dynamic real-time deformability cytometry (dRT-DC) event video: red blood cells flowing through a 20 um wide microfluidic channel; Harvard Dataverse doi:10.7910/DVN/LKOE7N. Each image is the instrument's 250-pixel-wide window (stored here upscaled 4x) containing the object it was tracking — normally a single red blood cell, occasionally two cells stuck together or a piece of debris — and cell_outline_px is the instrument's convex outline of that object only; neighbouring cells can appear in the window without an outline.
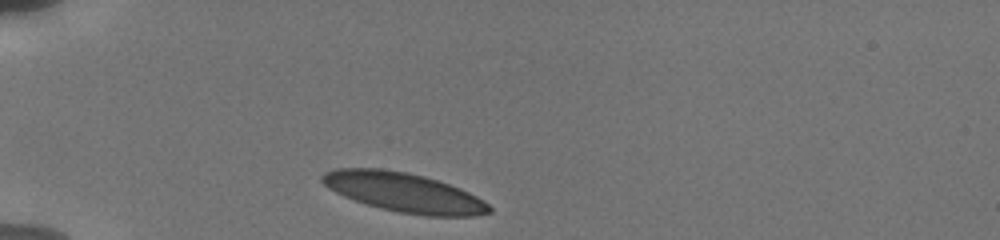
{"species": "human", "species_latin": "Homo sapiens", "temperature_condition": "cold", "stored_images_in_passage": 29, "camera_frame_rate_fps": 3000, "um_per_image_px": 0.085, "donor": {"sex": "male"}, "frame": {"image": 1, "passage_image": 1, "time_ms": 0.0, "image_size_px": [1000, 240], "cell_outline_px": [[492, 212], [476, 216], [424, 216], [400, 212], [380, 208], [344, 196], [328, 188], [320, 180], [320, 176], [324, 172], [336, 168], [380, 168], [408, 172], [424, 176], [460, 188], [484, 200], [492, 208]], "centroid_in_image_um": [34.34, 16.35], "position_along_channel_um": 50.7, "area_um2": 38.26}}
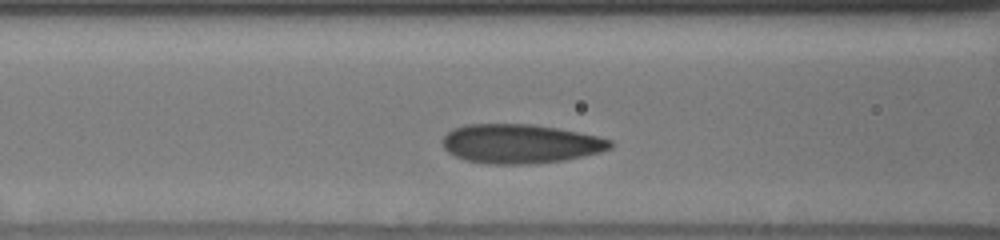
{"frame": {"image": 2, "passage_image": 9, "time_ms": 2.667, "image_size_px": [1000, 240], "cell_outline_px": [[616, 144], [612, 148], [600, 152], [564, 160], [532, 164], [488, 164], [464, 160], [448, 152], [444, 148], [444, 136], [452, 128], [468, 124], [532, 124], [556, 128], [596, 136], [612, 140]], "centroid_in_image_um": [44.23, 12.22], "position_along_channel_um": 122.4, "area_um2": 38.26}}
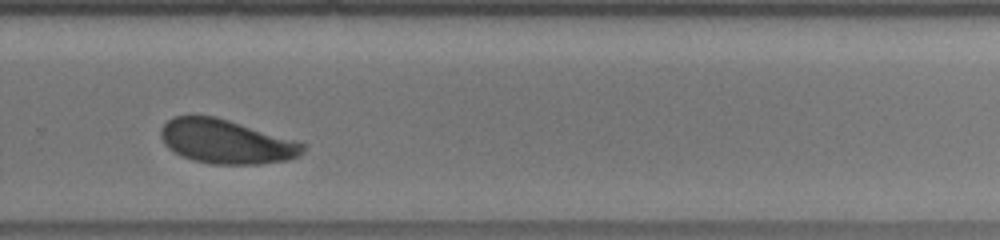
{"frame": {"image": 3, "passage_image": 25, "time_ms": 7.667, "image_size_px": [1000, 240], "cell_outline_px": [[304, 152], [300, 156], [288, 160], [260, 164], [212, 164], [192, 160], [180, 156], [168, 148], [164, 144], [160, 136], [160, 128], [172, 116], [216, 116], [296, 140], [304, 144]], "centroid_in_image_um": [19.21, 12.04], "position_along_channel_um": 310.6, "area_um2": 36.7}}